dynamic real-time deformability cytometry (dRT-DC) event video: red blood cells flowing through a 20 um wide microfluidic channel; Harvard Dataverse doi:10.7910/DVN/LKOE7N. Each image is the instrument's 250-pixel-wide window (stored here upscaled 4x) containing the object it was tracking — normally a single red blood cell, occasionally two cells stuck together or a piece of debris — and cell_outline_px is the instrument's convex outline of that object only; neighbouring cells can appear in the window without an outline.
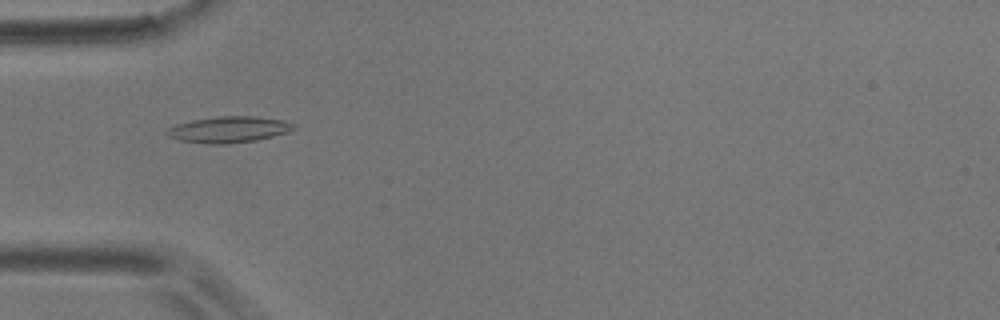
{"species": "common noctule bat (a hibernating species)", "species_latin": "Nyctalus noctula", "temperature_condition": "room temperature", "stored_images_in_passage": 40, "camera_frame_rate_fps": 3000, "um_per_image_px": 0.085, "animal": {"sex": "male", "body_mass_g": 17.9}, "frame": {"image": 1, "passage_image": 1, "time_ms": 0.0, "image_size_px": [1000, 320], "cell_outline_px": [[296, 128], [288, 132], [256, 140], [224, 144], [208, 144], [180, 140], [168, 136], [168, 128], [176, 124], [192, 120], [216, 116], [256, 116], [280, 120], [296, 124]], "centroid_in_image_um": [19.46, 11.0], "position_along_channel_um": 65.5, "area_um2": 19.19}}
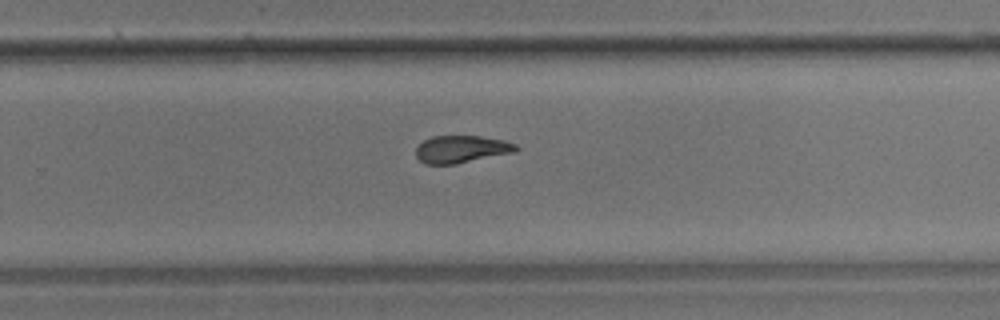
{"frame": {"image": 2, "passage_image": 20, "time_ms": 6.333, "image_size_px": [1000, 320], "cell_outline_px": [[520, 148], [516, 152], [456, 164], [424, 164], [416, 156], [416, 148], [424, 140], [432, 136], [480, 136], [504, 140], [516, 144]], "centroid_in_image_um": [39.25, 12.68], "position_along_channel_um": 290.6, "area_um2": 16.07}}
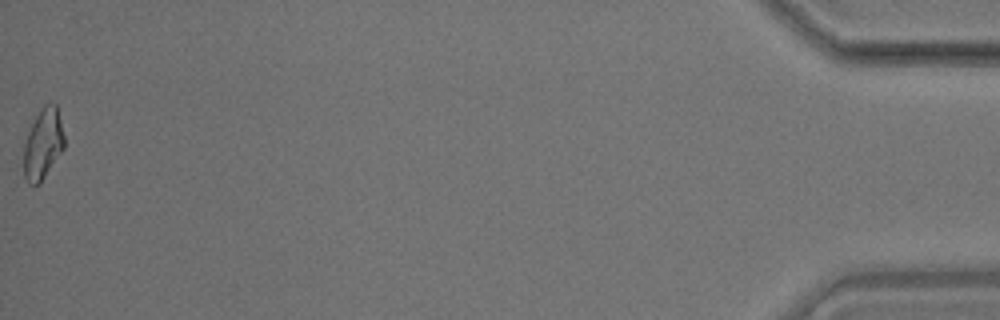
{"frame": {"image": 3, "passage_image": 40, "time_ms": 13.0, "image_size_px": [1000, 320], "cell_outline_px": [[64, 148], [40, 184], [28, 184], [24, 176], [24, 144], [28, 132], [40, 108], [44, 104], [56, 104], [64, 136]], "centroid_in_image_um": [3.65, 12.25], "position_along_channel_um": 431.5, "area_um2": 16.53}, "authors_computed_cell_mechanics": {"area_um2": 16.5308, "velocity_mm_per_s": 3.5685, "shape_relaxation_time_tau1_ms": 10.294, "shape_relaxation_time_tau2_ms": 4.2252, "deformation_change_tau1": 0.2116, "deformation_change_tau2": 0.1173}}